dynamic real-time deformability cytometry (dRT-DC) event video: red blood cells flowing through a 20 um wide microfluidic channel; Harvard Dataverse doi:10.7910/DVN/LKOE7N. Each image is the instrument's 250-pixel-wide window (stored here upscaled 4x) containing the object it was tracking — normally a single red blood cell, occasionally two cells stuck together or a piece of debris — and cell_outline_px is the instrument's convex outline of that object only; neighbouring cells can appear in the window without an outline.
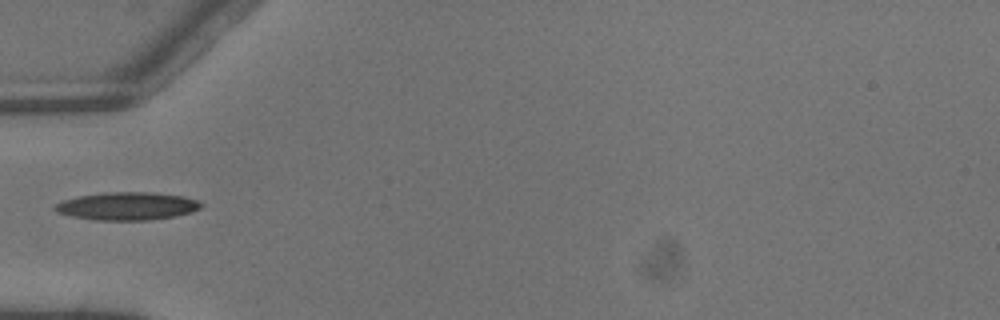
{"species": "common noctule bat (a hibernating species)", "species_latin": "Nyctalus noctula", "temperature_condition": "warm", "stored_images_in_passage": 1, "camera_frame_rate_fps": 3000, "um_per_image_px": 0.085, "animal": {"sex": "male", "body_mass_g": 13.3}, "frame": {"image": 1, "passage_image": 1, "time_ms": 0.0, "image_size_px": [1000, 320], "cell_outline_px": [[204, 204], [200, 208], [192, 212], [176, 216], [148, 220], [96, 220], [72, 216], [56, 212], [52, 208], [56, 204], [64, 200], [80, 196], [104, 192], [152, 192], [184, 196], [196, 200]], "centroid_in_image_um": [10.83, 17.52], "position_along_channel_um": 74.2, "area_um2": 23.76}}